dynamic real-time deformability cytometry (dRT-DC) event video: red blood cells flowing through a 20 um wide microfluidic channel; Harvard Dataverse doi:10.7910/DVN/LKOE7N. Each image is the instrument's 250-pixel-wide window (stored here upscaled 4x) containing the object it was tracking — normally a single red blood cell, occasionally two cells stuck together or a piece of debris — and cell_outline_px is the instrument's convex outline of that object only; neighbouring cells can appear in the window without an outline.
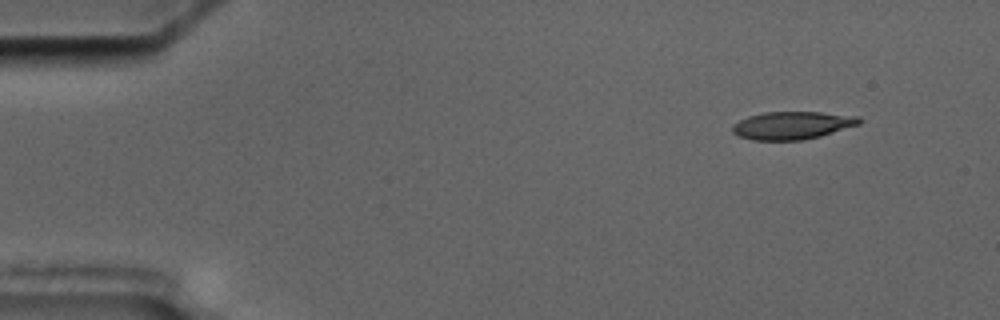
{"species": "common noctule bat (a hibernating species)", "species_latin": "Nyctalus noctula", "temperature_condition": "cold", "stored_images_in_passage": 10, "camera_frame_rate_fps": 3000, "um_per_image_px": 0.085, "animal": {"sex": "male", "body_mass_g": 17.5, "forearm_length_mm": 52.3}, "frame": {"image": 1, "passage_image": 1, "time_ms": 0.0, "image_size_px": [1000, 320], "cell_outline_px": [[864, 120], [860, 124], [820, 136], [804, 140], [752, 140], [740, 136], [732, 132], [732, 124], [748, 116], [764, 112], [820, 112], [860, 116]], "centroid_in_image_um": [67.36, 10.65], "position_along_channel_um": 17.6, "area_um2": 20.63}}
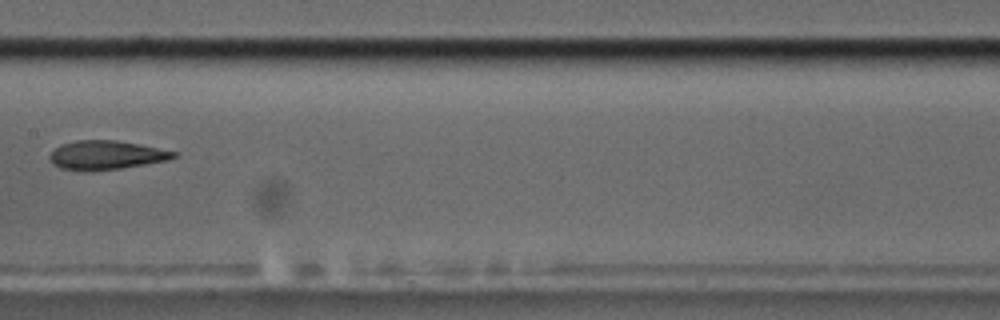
{"frame": {"image": 2, "passage_image": 8, "time_ms": 8.0, "image_size_px": [1000, 320], "cell_outline_px": [[180, 156], [168, 160], [120, 168], [84, 172], [60, 168], [52, 164], [48, 156], [60, 144], [76, 140], [116, 140], [140, 144], [176, 152]], "centroid_in_image_um": [9.0, 13.19], "position_along_channel_um": 198.4, "area_um2": 21.04}}
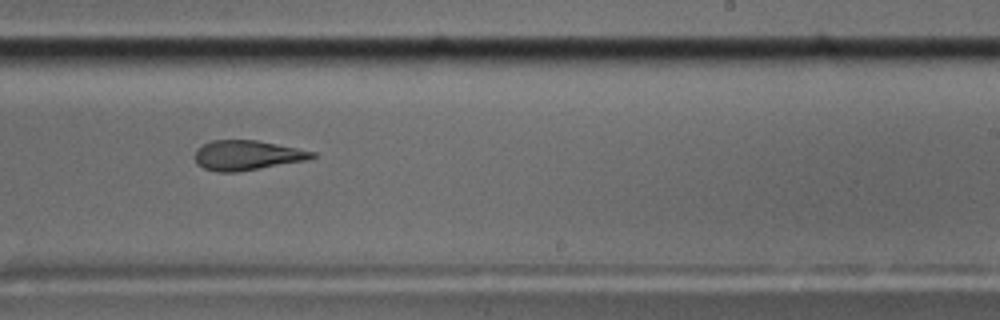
{"frame": {"image": 3, "passage_image": 10, "time_ms": 10.0, "image_size_px": [1000, 320], "cell_outline_px": [[316, 156], [308, 160], [236, 172], [216, 172], [204, 168], [196, 164], [196, 148], [212, 140], [256, 140], [316, 152]], "centroid_in_image_um": [20.99, 13.2], "position_along_channel_um": 268.0, "area_um2": 20.23}}